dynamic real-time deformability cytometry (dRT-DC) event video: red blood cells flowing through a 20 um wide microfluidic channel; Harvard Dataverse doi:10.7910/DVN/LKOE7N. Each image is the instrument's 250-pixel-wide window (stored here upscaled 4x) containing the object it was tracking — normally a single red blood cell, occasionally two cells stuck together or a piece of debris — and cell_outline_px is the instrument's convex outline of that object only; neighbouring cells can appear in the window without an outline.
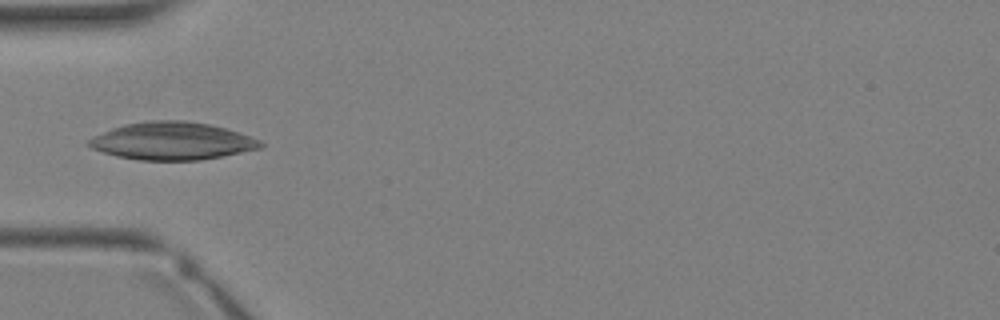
{"species": "Egyptian fruit bat (a non-hibernating species)", "species_latin": "Rousettus aegyptiacus", "temperature_condition": "warm", "stored_images_in_passage": 4, "camera_frame_rate_fps": 3000, "um_per_image_px": 0.085, "animal": {"sex": "female"}, "frame": {"image": 1, "passage_image": 4, "time_ms": 4.667, "image_size_px": [1000, 320], "cell_outline_px": [[264, 144], [260, 148], [200, 160], [140, 160], [116, 156], [92, 148], [84, 144], [92, 136], [112, 128], [124, 124], [148, 120], [184, 120], [208, 124], [228, 128], [252, 136], [260, 140]], "centroid_in_image_um": [14.61, 11.97], "position_along_channel_um": 70.4, "area_um2": 37.74}}